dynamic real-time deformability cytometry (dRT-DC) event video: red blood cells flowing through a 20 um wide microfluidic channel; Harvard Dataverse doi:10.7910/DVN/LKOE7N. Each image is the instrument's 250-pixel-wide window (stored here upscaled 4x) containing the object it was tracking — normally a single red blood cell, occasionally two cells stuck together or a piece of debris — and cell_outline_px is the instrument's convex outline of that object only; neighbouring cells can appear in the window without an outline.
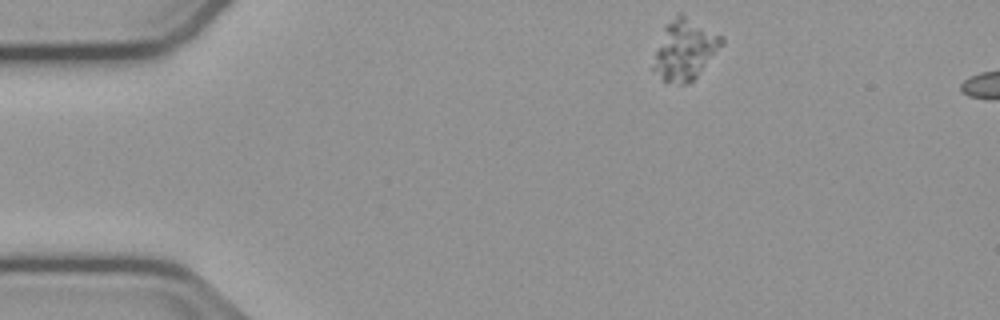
{"species": "common noctule bat (a hibernating species)", "species_latin": "Nyctalus noctula", "temperature_condition": "cold", "stored_images_in_passage": 5, "camera_frame_rate_fps": 3000, "um_per_image_px": 0.085, "animal": {"sex": "male", "body_mass_g": 23.1, "forearm_length_mm": 52.7}, "frame": {"image": 1, "passage_image": 1, "time_ms": 0.0, "image_size_px": [1000, 320], "cell_outline_px": [[724, 44], [696, 76], [688, 84], [664, 84], [660, 80], [652, 68], [656, 52], [664, 28], [676, 12], [680, 12], [724, 36]], "centroid_in_image_um": [58.21, 4.23], "position_along_channel_um": 26.8, "area_um2": 24.22}}